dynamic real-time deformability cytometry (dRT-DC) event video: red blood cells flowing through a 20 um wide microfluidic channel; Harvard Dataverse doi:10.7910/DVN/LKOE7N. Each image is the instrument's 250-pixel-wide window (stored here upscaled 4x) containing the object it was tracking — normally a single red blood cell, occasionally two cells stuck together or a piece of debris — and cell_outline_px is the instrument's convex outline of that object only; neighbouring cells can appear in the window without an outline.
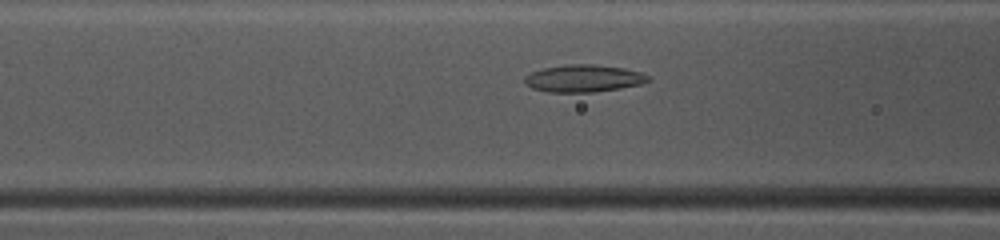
{"species": "common noctule bat (a hibernating species)", "species_latin": "Nyctalus noctula", "temperature_condition": "warm", "stored_images_in_passage": 49, "camera_frame_rate_fps": 3000, "um_per_image_px": 0.085, "animal": {"sex": "female", "body_mass_g": 10.0, "forearm_length_mm": 53.1}, "frame": {"image": 1, "passage_image": 20, "time_ms": 6.333, "image_size_px": [1000, 240], "cell_outline_px": [[652, 80], [640, 84], [620, 88], [592, 92], [544, 92], [532, 88], [524, 84], [524, 76], [532, 72], [544, 68], [568, 64], [596, 64], [624, 68], [640, 72], [648, 76]], "centroid_in_image_um": [49.58, 6.66], "position_along_channel_um": 117.0, "area_um2": 19.71}}
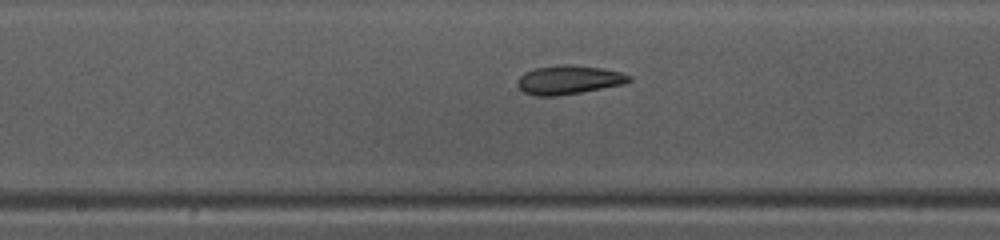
{"frame": {"image": 2, "passage_image": 26, "time_ms": 8.333, "image_size_px": [1000, 240], "cell_outline_px": [[632, 80], [624, 84], [580, 92], [556, 96], [536, 96], [524, 92], [516, 84], [516, 80], [524, 72], [536, 68], [560, 64], [572, 64], [604, 68], [620, 72], [632, 76]], "centroid_in_image_um": [48.34, 6.77], "position_along_channel_um": 199.9, "area_um2": 18.9}}
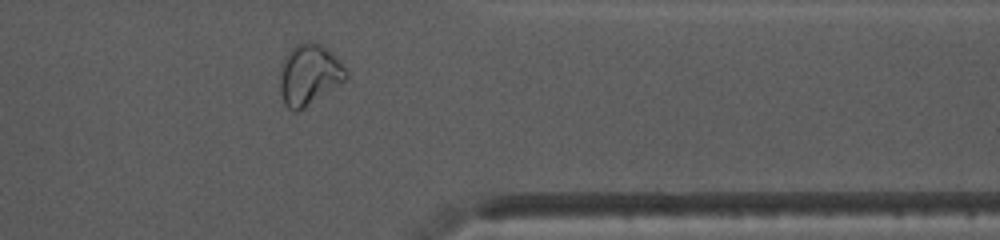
{"frame": {"image": 3, "passage_image": 40, "time_ms": 13.0, "image_size_px": [1000, 240], "cell_outline_px": [[348, 76], [344, 80], [304, 108], [296, 112], [288, 108], [284, 104], [280, 92], [280, 68], [284, 56], [300, 40], [316, 40], [328, 48], [336, 56], [348, 72]], "centroid_in_image_um": [26.26, 6.28], "position_along_channel_um": 385.1, "area_um2": 23.7}, "authors_computed_cell_mechanics": {"area_um2": 20.6924, "velocity_mm_per_s": 4.1294, "shape_relaxation_time_tau1_ms": null, "shape_relaxation_time_tau2_ms": 2.6661, "deformation_change_tau1": null, "deformation_change_tau2": 0.0841}}